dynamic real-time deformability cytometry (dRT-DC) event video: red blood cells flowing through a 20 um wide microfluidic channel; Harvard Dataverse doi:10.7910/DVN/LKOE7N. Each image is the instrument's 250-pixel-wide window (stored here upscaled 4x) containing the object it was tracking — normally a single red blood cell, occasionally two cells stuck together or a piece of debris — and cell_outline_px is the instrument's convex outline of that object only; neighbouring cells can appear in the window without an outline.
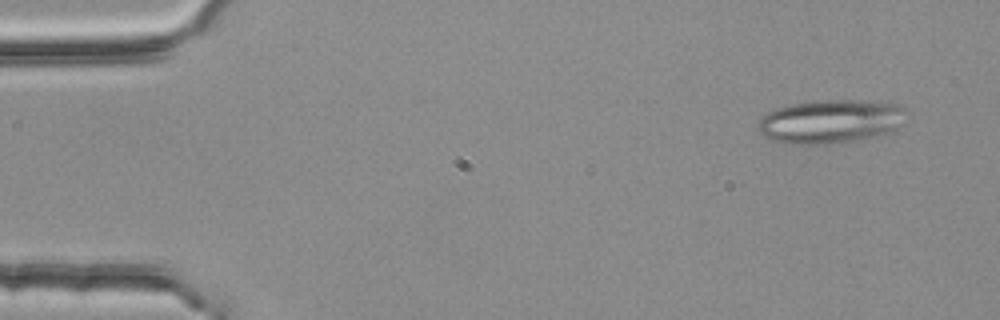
{"species": "common noctule bat (a hibernating species)", "species_latin": "Nyctalus noctula", "temperature_condition": "room temperature", "stored_images_in_passage": 5, "camera_frame_rate_fps": 3000, "um_per_image_px": 0.085, "animal": {"sex": "female", "body_mass_g": 25.1}, "frame": {"image": 1, "passage_image": 1, "time_ms": 0.0, "image_size_px": [1000, 320], "cell_outline_px": [[912, 112], [904, 124], [888, 132], [872, 136], [852, 140], [816, 144], [800, 144], [776, 140], [764, 136], [756, 128], [756, 124], [764, 116], [776, 108], [796, 104], [828, 100], [856, 100], [896, 104]], "centroid_in_image_um": [70.68, 10.3], "position_along_channel_um": 14.3, "area_um2": 37.11}}
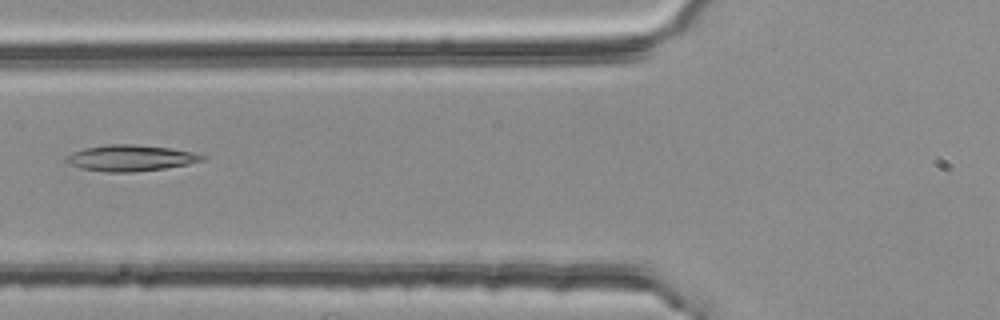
{"frame": {"image": 2, "passage_image": 5, "time_ms": 1.333, "image_size_px": [1000, 320], "cell_outline_px": [[208, 156], [204, 160], [188, 164], [164, 168], [136, 172], [108, 172], [80, 168], [68, 164], [64, 160], [64, 156], [72, 152], [84, 148], [108, 144], [132, 144], [168, 148], [192, 152]], "centroid_in_image_um": [11.05, 13.43], "position_along_channel_um": 114.7, "area_um2": 20.75}}